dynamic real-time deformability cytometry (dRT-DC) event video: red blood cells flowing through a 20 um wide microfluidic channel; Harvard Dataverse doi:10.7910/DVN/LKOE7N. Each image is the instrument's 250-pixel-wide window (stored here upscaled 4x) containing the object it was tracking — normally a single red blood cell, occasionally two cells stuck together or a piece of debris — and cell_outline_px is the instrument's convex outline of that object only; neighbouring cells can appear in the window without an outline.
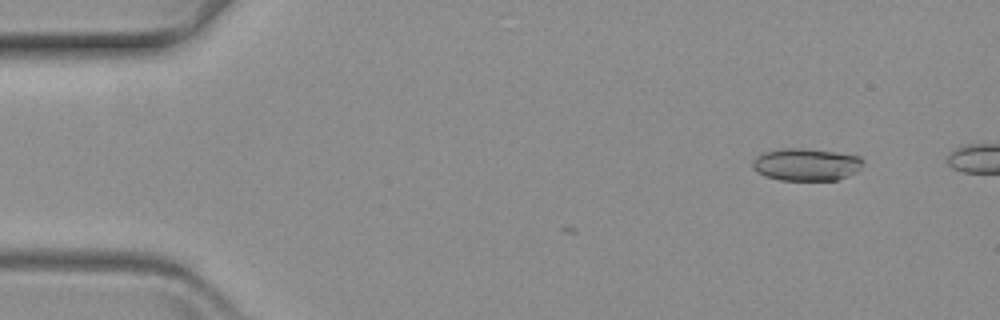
{"species": "common noctule bat (a hibernating species)", "species_latin": "Nyctalus noctula", "temperature_condition": "warm", "stored_images_in_passage": 2, "camera_frame_rate_fps": 3000, "um_per_image_px": 0.085, "animal": {"sex": "female", "body_mass_g": 19.3, "forearm_length_mm": 54.1}, "frame": {"image": 1, "passage_image": 2, "time_ms": 0.333, "image_size_px": [1000, 320], "cell_outline_px": [[864, 160], [856, 172], [836, 180], [780, 180], [764, 176], [756, 172], [752, 168], [752, 160], [756, 156], [764, 152], [784, 148], [800, 148], [832, 152], [860, 156]], "centroid_in_image_um": [68.47, 13.99], "position_along_channel_um": 16.5, "area_um2": 20.75}}